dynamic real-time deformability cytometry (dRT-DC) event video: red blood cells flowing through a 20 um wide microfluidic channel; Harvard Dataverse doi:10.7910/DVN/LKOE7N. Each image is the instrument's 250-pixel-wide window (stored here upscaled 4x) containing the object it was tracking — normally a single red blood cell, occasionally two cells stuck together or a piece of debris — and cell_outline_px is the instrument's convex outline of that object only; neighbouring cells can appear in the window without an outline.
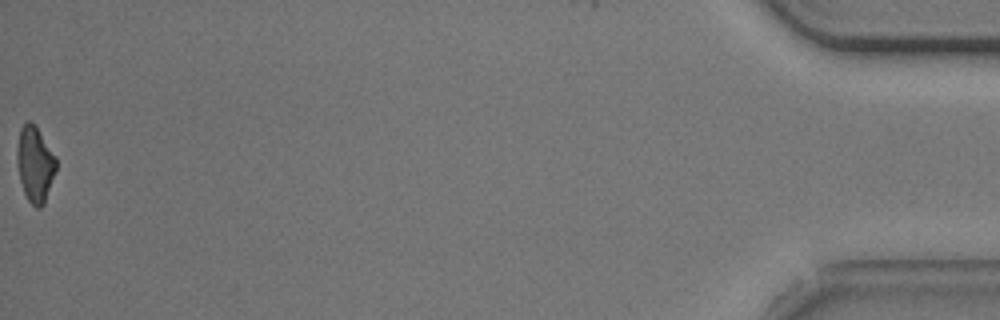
{"species": "common noctule bat (a hibernating species)", "species_latin": "Nyctalus noctula", "temperature_condition": "cold", "stored_images_in_passage": 44, "camera_frame_rate_fps": 3000, "um_per_image_px": 0.085, "animal": {"sex": "male", "body_mass_g": 20.5, "forearm_length_mm": 52.5}, "frame": {"image": 1, "passage_image": 44, "time_ms": 14.333, "image_size_px": [1000, 320], "cell_outline_px": [[56, 168], [44, 204], [40, 208], [36, 208], [28, 200], [24, 192], [20, 180], [16, 164], [16, 148], [20, 128], [28, 120], [36, 124], [56, 156]], "centroid_in_image_um": [2.96, 13.91], "position_along_channel_um": 432.2, "area_um2": 17.46}, "authors_computed_cell_mechanics": {"area_um2": 18.8428, "velocity_mm_per_s": 3.7359, "shape_relaxation_time_tau1_ms": 2.8029, "shape_relaxation_time_tau2_ms": null, "deformation_change_tau1": 0.1133, "deformation_change_tau2": null}}